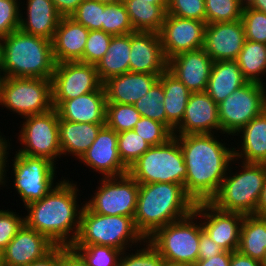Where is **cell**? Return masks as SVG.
Returning a JSON list of instances; mask_svg holds the SVG:
<instances>
[{
    "instance_id": "17",
    "label": "cell",
    "mask_w": 266,
    "mask_h": 266,
    "mask_svg": "<svg viewBox=\"0 0 266 266\" xmlns=\"http://www.w3.org/2000/svg\"><path fill=\"white\" fill-rule=\"evenodd\" d=\"M118 133L106 125L97 134L96 139L79 159L84 165L102 174V177H114L128 173L118 153Z\"/></svg>"
},
{
    "instance_id": "58",
    "label": "cell",
    "mask_w": 266,
    "mask_h": 266,
    "mask_svg": "<svg viewBox=\"0 0 266 266\" xmlns=\"http://www.w3.org/2000/svg\"><path fill=\"white\" fill-rule=\"evenodd\" d=\"M151 4L160 5L165 11H167L169 0H144Z\"/></svg>"
},
{
    "instance_id": "35",
    "label": "cell",
    "mask_w": 266,
    "mask_h": 266,
    "mask_svg": "<svg viewBox=\"0 0 266 266\" xmlns=\"http://www.w3.org/2000/svg\"><path fill=\"white\" fill-rule=\"evenodd\" d=\"M165 95L162 83L158 80L151 89L133 105L142 117L163 123L166 126V112L163 104Z\"/></svg>"
},
{
    "instance_id": "63",
    "label": "cell",
    "mask_w": 266,
    "mask_h": 266,
    "mask_svg": "<svg viewBox=\"0 0 266 266\" xmlns=\"http://www.w3.org/2000/svg\"><path fill=\"white\" fill-rule=\"evenodd\" d=\"M262 264H263V266H266V253H265V257H264V259L262 261Z\"/></svg>"
},
{
    "instance_id": "40",
    "label": "cell",
    "mask_w": 266,
    "mask_h": 266,
    "mask_svg": "<svg viewBox=\"0 0 266 266\" xmlns=\"http://www.w3.org/2000/svg\"><path fill=\"white\" fill-rule=\"evenodd\" d=\"M88 266H119L122 251L110 246H71Z\"/></svg>"
},
{
    "instance_id": "57",
    "label": "cell",
    "mask_w": 266,
    "mask_h": 266,
    "mask_svg": "<svg viewBox=\"0 0 266 266\" xmlns=\"http://www.w3.org/2000/svg\"><path fill=\"white\" fill-rule=\"evenodd\" d=\"M245 3L252 9L266 13V0H245Z\"/></svg>"
},
{
    "instance_id": "8",
    "label": "cell",
    "mask_w": 266,
    "mask_h": 266,
    "mask_svg": "<svg viewBox=\"0 0 266 266\" xmlns=\"http://www.w3.org/2000/svg\"><path fill=\"white\" fill-rule=\"evenodd\" d=\"M195 219L197 214L193 211L190 215L157 229L147 238L165 262L189 266L197 262L201 221L197 223L198 220Z\"/></svg>"
},
{
    "instance_id": "16",
    "label": "cell",
    "mask_w": 266,
    "mask_h": 266,
    "mask_svg": "<svg viewBox=\"0 0 266 266\" xmlns=\"http://www.w3.org/2000/svg\"><path fill=\"white\" fill-rule=\"evenodd\" d=\"M206 22L166 14L159 32L167 60L204 46Z\"/></svg>"
},
{
    "instance_id": "11",
    "label": "cell",
    "mask_w": 266,
    "mask_h": 266,
    "mask_svg": "<svg viewBox=\"0 0 266 266\" xmlns=\"http://www.w3.org/2000/svg\"><path fill=\"white\" fill-rule=\"evenodd\" d=\"M59 115L55 108L24 118L18 140L22 148L16 152L31 157L45 158L55 163L60 158Z\"/></svg>"
},
{
    "instance_id": "52",
    "label": "cell",
    "mask_w": 266,
    "mask_h": 266,
    "mask_svg": "<svg viewBox=\"0 0 266 266\" xmlns=\"http://www.w3.org/2000/svg\"><path fill=\"white\" fill-rule=\"evenodd\" d=\"M61 17H70L83 0H51Z\"/></svg>"
},
{
    "instance_id": "28",
    "label": "cell",
    "mask_w": 266,
    "mask_h": 266,
    "mask_svg": "<svg viewBox=\"0 0 266 266\" xmlns=\"http://www.w3.org/2000/svg\"><path fill=\"white\" fill-rule=\"evenodd\" d=\"M105 124L76 123L59 117V143L62 155L80 159ZM70 154V155H69Z\"/></svg>"
},
{
    "instance_id": "21",
    "label": "cell",
    "mask_w": 266,
    "mask_h": 266,
    "mask_svg": "<svg viewBox=\"0 0 266 266\" xmlns=\"http://www.w3.org/2000/svg\"><path fill=\"white\" fill-rule=\"evenodd\" d=\"M214 61L204 48L180 53L168 60V70L174 74L190 92H204Z\"/></svg>"
},
{
    "instance_id": "53",
    "label": "cell",
    "mask_w": 266,
    "mask_h": 266,
    "mask_svg": "<svg viewBox=\"0 0 266 266\" xmlns=\"http://www.w3.org/2000/svg\"><path fill=\"white\" fill-rule=\"evenodd\" d=\"M231 252L224 251L206 260H197L193 266H230Z\"/></svg>"
},
{
    "instance_id": "37",
    "label": "cell",
    "mask_w": 266,
    "mask_h": 266,
    "mask_svg": "<svg viewBox=\"0 0 266 266\" xmlns=\"http://www.w3.org/2000/svg\"><path fill=\"white\" fill-rule=\"evenodd\" d=\"M140 118L134 105L106 103L105 125L117 133L133 130Z\"/></svg>"
},
{
    "instance_id": "47",
    "label": "cell",
    "mask_w": 266,
    "mask_h": 266,
    "mask_svg": "<svg viewBox=\"0 0 266 266\" xmlns=\"http://www.w3.org/2000/svg\"><path fill=\"white\" fill-rule=\"evenodd\" d=\"M20 0H0V38L8 36L19 29Z\"/></svg>"
},
{
    "instance_id": "55",
    "label": "cell",
    "mask_w": 266,
    "mask_h": 266,
    "mask_svg": "<svg viewBox=\"0 0 266 266\" xmlns=\"http://www.w3.org/2000/svg\"><path fill=\"white\" fill-rule=\"evenodd\" d=\"M28 266H57V246L44 258L34 261Z\"/></svg>"
},
{
    "instance_id": "41",
    "label": "cell",
    "mask_w": 266,
    "mask_h": 266,
    "mask_svg": "<svg viewBox=\"0 0 266 266\" xmlns=\"http://www.w3.org/2000/svg\"><path fill=\"white\" fill-rule=\"evenodd\" d=\"M241 21L246 40L266 44V13L252 9L245 3Z\"/></svg>"
},
{
    "instance_id": "59",
    "label": "cell",
    "mask_w": 266,
    "mask_h": 266,
    "mask_svg": "<svg viewBox=\"0 0 266 266\" xmlns=\"http://www.w3.org/2000/svg\"><path fill=\"white\" fill-rule=\"evenodd\" d=\"M102 4L109 5V4H114L117 2H122V0H96Z\"/></svg>"
},
{
    "instance_id": "1",
    "label": "cell",
    "mask_w": 266,
    "mask_h": 266,
    "mask_svg": "<svg viewBox=\"0 0 266 266\" xmlns=\"http://www.w3.org/2000/svg\"><path fill=\"white\" fill-rule=\"evenodd\" d=\"M179 142L187 168L184 189L196 203L209 202L217 193L234 158L214 133L173 135Z\"/></svg>"
},
{
    "instance_id": "3",
    "label": "cell",
    "mask_w": 266,
    "mask_h": 266,
    "mask_svg": "<svg viewBox=\"0 0 266 266\" xmlns=\"http://www.w3.org/2000/svg\"><path fill=\"white\" fill-rule=\"evenodd\" d=\"M195 202L184 186L174 183L139 184L134 223L145 239L157 229L190 215Z\"/></svg>"
},
{
    "instance_id": "18",
    "label": "cell",
    "mask_w": 266,
    "mask_h": 266,
    "mask_svg": "<svg viewBox=\"0 0 266 266\" xmlns=\"http://www.w3.org/2000/svg\"><path fill=\"white\" fill-rule=\"evenodd\" d=\"M220 131V132H218ZM221 133L218 104L204 92H192L181 123L173 135Z\"/></svg>"
},
{
    "instance_id": "36",
    "label": "cell",
    "mask_w": 266,
    "mask_h": 266,
    "mask_svg": "<svg viewBox=\"0 0 266 266\" xmlns=\"http://www.w3.org/2000/svg\"><path fill=\"white\" fill-rule=\"evenodd\" d=\"M245 0H205L206 24L238 21Z\"/></svg>"
},
{
    "instance_id": "19",
    "label": "cell",
    "mask_w": 266,
    "mask_h": 266,
    "mask_svg": "<svg viewBox=\"0 0 266 266\" xmlns=\"http://www.w3.org/2000/svg\"><path fill=\"white\" fill-rule=\"evenodd\" d=\"M245 40L241 19L211 23L206 24L203 48L214 62L236 60Z\"/></svg>"
},
{
    "instance_id": "25",
    "label": "cell",
    "mask_w": 266,
    "mask_h": 266,
    "mask_svg": "<svg viewBox=\"0 0 266 266\" xmlns=\"http://www.w3.org/2000/svg\"><path fill=\"white\" fill-rule=\"evenodd\" d=\"M89 30L71 17H61L52 41L56 63L79 61L83 57Z\"/></svg>"
},
{
    "instance_id": "39",
    "label": "cell",
    "mask_w": 266,
    "mask_h": 266,
    "mask_svg": "<svg viewBox=\"0 0 266 266\" xmlns=\"http://www.w3.org/2000/svg\"><path fill=\"white\" fill-rule=\"evenodd\" d=\"M117 146L119 157L128 169L151 147L134 130L118 133Z\"/></svg>"
},
{
    "instance_id": "31",
    "label": "cell",
    "mask_w": 266,
    "mask_h": 266,
    "mask_svg": "<svg viewBox=\"0 0 266 266\" xmlns=\"http://www.w3.org/2000/svg\"><path fill=\"white\" fill-rule=\"evenodd\" d=\"M130 48L131 33L112 37L107 53L95 65L102 83L110 77L130 72Z\"/></svg>"
},
{
    "instance_id": "4",
    "label": "cell",
    "mask_w": 266,
    "mask_h": 266,
    "mask_svg": "<svg viewBox=\"0 0 266 266\" xmlns=\"http://www.w3.org/2000/svg\"><path fill=\"white\" fill-rule=\"evenodd\" d=\"M1 77L51 79L55 70L52 41L16 29L1 38Z\"/></svg>"
},
{
    "instance_id": "61",
    "label": "cell",
    "mask_w": 266,
    "mask_h": 266,
    "mask_svg": "<svg viewBox=\"0 0 266 266\" xmlns=\"http://www.w3.org/2000/svg\"><path fill=\"white\" fill-rule=\"evenodd\" d=\"M164 266H189V265H185V264H173V263L165 262Z\"/></svg>"
},
{
    "instance_id": "6",
    "label": "cell",
    "mask_w": 266,
    "mask_h": 266,
    "mask_svg": "<svg viewBox=\"0 0 266 266\" xmlns=\"http://www.w3.org/2000/svg\"><path fill=\"white\" fill-rule=\"evenodd\" d=\"M144 241L146 239L137 230L132 217L101 215L84 206L79 231L71 246H110L123 252L138 244L140 248Z\"/></svg>"
},
{
    "instance_id": "43",
    "label": "cell",
    "mask_w": 266,
    "mask_h": 266,
    "mask_svg": "<svg viewBox=\"0 0 266 266\" xmlns=\"http://www.w3.org/2000/svg\"><path fill=\"white\" fill-rule=\"evenodd\" d=\"M146 244V245H145ZM140 249H131L137 250L133 254H130L125 250L122 252L119 266H164L165 259L159 254V252L149 243L146 239L142 244ZM128 253V254H127Z\"/></svg>"
},
{
    "instance_id": "62",
    "label": "cell",
    "mask_w": 266,
    "mask_h": 266,
    "mask_svg": "<svg viewBox=\"0 0 266 266\" xmlns=\"http://www.w3.org/2000/svg\"><path fill=\"white\" fill-rule=\"evenodd\" d=\"M1 38H0V77H1Z\"/></svg>"
},
{
    "instance_id": "10",
    "label": "cell",
    "mask_w": 266,
    "mask_h": 266,
    "mask_svg": "<svg viewBox=\"0 0 266 266\" xmlns=\"http://www.w3.org/2000/svg\"><path fill=\"white\" fill-rule=\"evenodd\" d=\"M266 110V84L247 82L218 104L221 133L236 136Z\"/></svg>"
},
{
    "instance_id": "45",
    "label": "cell",
    "mask_w": 266,
    "mask_h": 266,
    "mask_svg": "<svg viewBox=\"0 0 266 266\" xmlns=\"http://www.w3.org/2000/svg\"><path fill=\"white\" fill-rule=\"evenodd\" d=\"M113 35L103 30H89L83 57V63L94 64L107 53Z\"/></svg>"
},
{
    "instance_id": "27",
    "label": "cell",
    "mask_w": 266,
    "mask_h": 266,
    "mask_svg": "<svg viewBox=\"0 0 266 266\" xmlns=\"http://www.w3.org/2000/svg\"><path fill=\"white\" fill-rule=\"evenodd\" d=\"M236 135L241 136L240 147L237 145L234 148V158L237 161L240 159V162L266 164V110L253 118Z\"/></svg>"
},
{
    "instance_id": "54",
    "label": "cell",
    "mask_w": 266,
    "mask_h": 266,
    "mask_svg": "<svg viewBox=\"0 0 266 266\" xmlns=\"http://www.w3.org/2000/svg\"><path fill=\"white\" fill-rule=\"evenodd\" d=\"M230 266H263V264L261 261L245 256L239 251H234L231 252Z\"/></svg>"
},
{
    "instance_id": "34",
    "label": "cell",
    "mask_w": 266,
    "mask_h": 266,
    "mask_svg": "<svg viewBox=\"0 0 266 266\" xmlns=\"http://www.w3.org/2000/svg\"><path fill=\"white\" fill-rule=\"evenodd\" d=\"M236 61L249 82L266 84L262 79L266 73V44L245 40Z\"/></svg>"
},
{
    "instance_id": "29",
    "label": "cell",
    "mask_w": 266,
    "mask_h": 266,
    "mask_svg": "<svg viewBox=\"0 0 266 266\" xmlns=\"http://www.w3.org/2000/svg\"><path fill=\"white\" fill-rule=\"evenodd\" d=\"M247 82L236 60L215 61L205 92L219 104Z\"/></svg>"
},
{
    "instance_id": "56",
    "label": "cell",
    "mask_w": 266,
    "mask_h": 266,
    "mask_svg": "<svg viewBox=\"0 0 266 266\" xmlns=\"http://www.w3.org/2000/svg\"><path fill=\"white\" fill-rule=\"evenodd\" d=\"M254 215L260 217H266V179Z\"/></svg>"
},
{
    "instance_id": "51",
    "label": "cell",
    "mask_w": 266,
    "mask_h": 266,
    "mask_svg": "<svg viewBox=\"0 0 266 266\" xmlns=\"http://www.w3.org/2000/svg\"><path fill=\"white\" fill-rule=\"evenodd\" d=\"M10 146L11 145H10L9 139L6 140L4 135L2 136V133H1L0 134V187H1V185L5 186L7 183V181H6L7 176L6 175H7L8 170L6 167L9 166V163H7V162H9L7 160V158L9 156H7V155H9L8 150L12 149ZM6 164H8V165H6Z\"/></svg>"
},
{
    "instance_id": "7",
    "label": "cell",
    "mask_w": 266,
    "mask_h": 266,
    "mask_svg": "<svg viewBox=\"0 0 266 266\" xmlns=\"http://www.w3.org/2000/svg\"><path fill=\"white\" fill-rule=\"evenodd\" d=\"M128 173L138 184L161 182L184 186L187 168L178 140L173 136L165 144L151 146Z\"/></svg>"
},
{
    "instance_id": "42",
    "label": "cell",
    "mask_w": 266,
    "mask_h": 266,
    "mask_svg": "<svg viewBox=\"0 0 266 266\" xmlns=\"http://www.w3.org/2000/svg\"><path fill=\"white\" fill-rule=\"evenodd\" d=\"M105 6L96 0H83L70 17L88 30H102Z\"/></svg>"
},
{
    "instance_id": "24",
    "label": "cell",
    "mask_w": 266,
    "mask_h": 266,
    "mask_svg": "<svg viewBox=\"0 0 266 266\" xmlns=\"http://www.w3.org/2000/svg\"><path fill=\"white\" fill-rule=\"evenodd\" d=\"M160 75L127 72L103 82L106 103L131 104L144 96Z\"/></svg>"
},
{
    "instance_id": "60",
    "label": "cell",
    "mask_w": 266,
    "mask_h": 266,
    "mask_svg": "<svg viewBox=\"0 0 266 266\" xmlns=\"http://www.w3.org/2000/svg\"><path fill=\"white\" fill-rule=\"evenodd\" d=\"M0 266H4L3 250L0 248Z\"/></svg>"
},
{
    "instance_id": "15",
    "label": "cell",
    "mask_w": 266,
    "mask_h": 266,
    "mask_svg": "<svg viewBox=\"0 0 266 266\" xmlns=\"http://www.w3.org/2000/svg\"><path fill=\"white\" fill-rule=\"evenodd\" d=\"M194 212L216 244L228 252L238 251L244 214L221 211L209 202L196 203Z\"/></svg>"
},
{
    "instance_id": "26",
    "label": "cell",
    "mask_w": 266,
    "mask_h": 266,
    "mask_svg": "<svg viewBox=\"0 0 266 266\" xmlns=\"http://www.w3.org/2000/svg\"><path fill=\"white\" fill-rule=\"evenodd\" d=\"M26 18L20 12L19 29L23 32L52 40L61 16L51 0H27Z\"/></svg>"
},
{
    "instance_id": "23",
    "label": "cell",
    "mask_w": 266,
    "mask_h": 266,
    "mask_svg": "<svg viewBox=\"0 0 266 266\" xmlns=\"http://www.w3.org/2000/svg\"><path fill=\"white\" fill-rule=\"evenodd\" d=\"M61 119L76 123L105 124L106 94L103 84L71 100H52Z\"/></svg>"
},
{
    "instance_id": "33",
    "label": "cell",
    "mask_w": 266,
    "mask_h": 266,
    "mask_svg": "<svg viewBox=\"0 0 266 266\" xmlns=\"http://www.w3.org/2000/svg\"><path fill=\"white\" fill-rule=\"evenodd\" d=\"M134 31L159 33L166 11L144 0H123Z\"/></svg>"
},
{
    "instance_id": "30",
    "label": "cell",
    "mask_w": 266,
    "mask_h": 266,
    "mask_svg": "<svg viewBox=\"0 0 266 266\" xmlns=\"http://www.w3.org/2000/svg\"><path fill=\"white\" fill-rule=\"evenodd\" d=\"M159 81L162 83L165 95L163 104L166 112V127L174 133V129L183 120L192 92L168 69L160 75Z\"/></svg>"
},
{
    "instance_id": "49",
    "label": "cell",
    "mask_w": 266,
    "mask_h": 266,
    "mask_svg": "<svg viewBox=\"0 0 266 266\" xmlns=\"http://www.w3.org/2000/svg\"><path fill=\"white\" fill-rule=\"evenodd\" d=\"M57 266H88L71 246H57Z\"/></svg>"
},
{
    "instance_id": "50",
    "label": "cell",
    "mask_w": 266,
    "mask_h": 266,
    "mask_svg": "<svg viewBox=\"0 0 266 266\" xmlns=\"http://www.w3.org/2000/svg\"><path fill=\"white\" fill-rule=\"evenodd\" d=\"M225 250L220 247L218 244H216L203 230L202 224H201V234H200V242H199V254L197 257V260H206L211 258L212 256H216Z\"/></svg>"
},
{
    "instance_id": "12",
    "label": "cell",
    "mask_w": 266,
    "mask_h": 266,
    "mask_svg": "<svg viewBox=\"0 0 266 266\" xmlns=\"http://www.w3.org/2000/svg\"><path fill=\"white\" fill-rule=\"evenodd\" d=\"M97 191L85 202L94 213L109 216H127L134 219L137 208L139 184L126 173L114 177H102Z\"/></svg>"
},
{
    "instance_id": "13",
    "label": "cell",
    "mask_w": 266,
    "mask_h": 266,
    "mask_svg": "<svg viewBox=\"0 0 266 266\" xmlns=\"http://www.w3.org/2000/svg\"><path fill=\"white\" fill-rule=\"evenodd\" d=\"M12 162L14 184L24 206L45 197L56 185V165L45 158L31 157L15 152Z\"/></svg>"
},
{
    "instance_id": "20",
    "label": "cell",
    "mask_w": 266,
    "mask_h": 266,
    "mask_svg": "<svg viewBox=\"0 0 266 266\" xmlns=\"http://www.w3.org/2000/svg\"><path fill=\"white\" fill-rule=\"evenodd\" d=\"M130 72L161 75L168 69L159 33H131Z\"/></svg>"
},
{
    "instance_id": "46",
    "label": "cell",
    "mask_w": 266,
    "mask_h": 266,
    "mask_svg": "<svg viewBox=\"0 0 266 266\" xmlns=\"http://www.w3.org/2000/svg\"><path fill=\"white\" fill-rule=\"evenodd\" d=\"M166 14L205 22V0H169Z\"/></svg>"
},
{
    "instance_id": "44",
    "label": "cell",
    "mask_w": 266,
    "mask_h": 266,
    "mask_svg": "<svg viewBox=\"0 0 266 266\" xmlns=\"http://www.w3.org/2000/svg\"><path fill=\"white\" fill-rule=\"evenodd\" d=\"M133 130L150 146L165 144L173 137V133L163 123L142 116Z\"/></svg>"
},
{
    "instance_id": "48",
    "label": "cell",
    "mask_w": 266,
    "mask_h": 266,
    "mask_svg": "<svg viewBox=\"0 0 266 266\" xmlns=\"http://www.w3.org/2000/svg\"><path fill=\"white\" fill-rule=\"evenodd\" d=\"M24 216L16 212L0 209V248L4 250L24 225Z\"/></svg>"
},
{
    "instance_id": "2",
    "label": "cell",
    "mask_w": 266,
    "mask_h": 266,
    "mask_svg": "<svg viewBox=\"0 0 266 266\" xmlns=\"http://www.w3.org/2000/svg\"><path fill=\"white\" fill-rule=\"evenodd\" d=\"M60 180L45 197L24 206L27 210L24 222L56 246H71L77 237L85 204H78L77 182L64 177Z\"/></svg>"
},
{
    "instance_id": "22",
    "label": "cell",
    "mask_w": 266,
    "mask_h": 266,
    "mask_svg": "<svg viewBox=\"0 0 266 266\" xmlns=\"http://www.w3.org/2000/svg\"><path fill=\"white\" fill-rule=\"evenodd\" d=\"M56 247L46 236L25 223L3 250L4 266H28Z\"/></svg>"
},
{
    "instance_id": "5",
    "label": "cell",
    "mask_w": 266,
    "mask_h": 266,
    "mask_svg": "<svg viewBox=\"0 0 266 266\" xmlns=\"http://www.w3.org/2000/svg\"><path fill=\"white\" fill-rule=\"evenodd\" d=\"M234 161L236 163L235 158L231 161L226 177L209 203L225 212L255 214L266 179V164L242 162L239 173L233 174L231 165L232 162L235 164Z\"/></svg>"
},
{
    "instance_id": "9",
    "label": "cell",
    "mask_w": 266,
    "mask_h": 266,
    "mask_svg": "<svg viewBox=\"0 0 266 266\" xmlns=\"http://www.w3.org/2000/svg\"><path fill=\"white\" fill-rule=\"evenodd\" d=\"M0 105L21 118L53 109L51 79L0 77Z\"/></svg>"
},
{
    "instance_id": "14",
    "label": "cell",
    "mask_w": 266,
    "mask_h": 266,
    "mask_svg": "<svg viewBox=\"0 0 266 266\" xmlns=\"http://www.w3.org/2000/svg\"><path fill=\"white\" fill-rule=\"evenodd\" d=\"M51 83L52 100H71L96 91L103 84L96 66L80 61L56 63Z\"/></svg>"
},
{
    "instance_id": "32",
    "label": "cell",
    "mask_w": 266,
    "mask_h": 266,
    "mask_svg": "<svg viewBox=\"0 0 266 266\" xmlns=\"http://www.w3.org/2000/svg\"><path fill=\"white\" fill-rule=\"evenodd\" d=\"M238 251L245 256L263 261L266 253V217L244 215Z\"/></svg>"
},
{
    "instance_id": "38",
    "label": "cell",
    "mask_w": 266,
    "mask_h": 266,
    "mask_svg": "<svg viewBox=\"0 0 266 266\" xmlns=\"http://www.w3.org/2000/svg\"><path fill=\"white\" fill-rule=\"evenodd\" d=\"M102 30L113 36L135 32L123 2L109 4L104 7Z\"/></svg>"
}]
</instances>
